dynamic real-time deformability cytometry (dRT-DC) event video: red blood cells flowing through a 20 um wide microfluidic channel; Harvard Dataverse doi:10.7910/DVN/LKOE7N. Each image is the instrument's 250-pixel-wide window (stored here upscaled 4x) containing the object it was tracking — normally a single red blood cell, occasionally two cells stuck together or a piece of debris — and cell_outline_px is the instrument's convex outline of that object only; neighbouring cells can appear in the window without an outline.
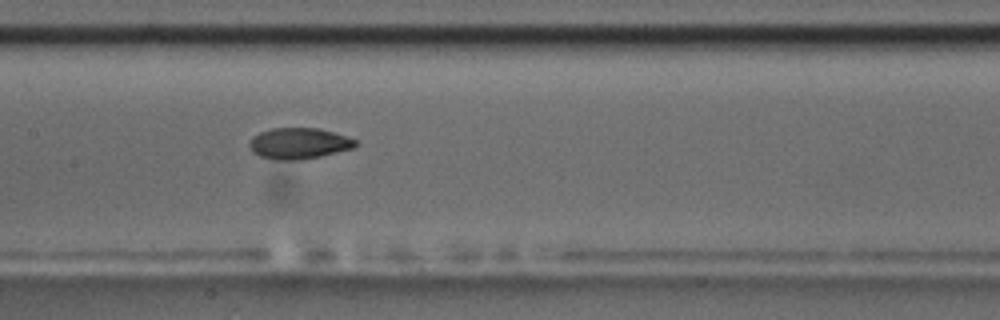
{"species": "common noctule bat (a hibernating species)", "species_latin": "Nyctalus noctula", "temperature_condition": "room temperature", "stored_images_in_passage": 40, "camera_frame_rate_fps": 3000, "um_per_image_px": 0.085, "animal": {"sex": "male", "body_mass_g": 17.5, "forearm_length_mm": 52.3}, "frame": {"image": 1, "passage_image": 12, "time_ms": 3.667, "image_size_px": [1000, 320], "cell_outline_px": [[356, 144], [352, 148], [320, 156], [296, 160], [276, 160], [260, 156], [252, 152], [248, 144], [248, 140], [252, 136], [260, 132], [272, 128], [320, 128], [356, 140]], "centroid_in_image_um": [25.32, 12.18], "position_along_channel_um": 182.1, "area_um2": 19.07}, "authors_computed_cell_mechanics": {"area_um2": 19.2474, "velocity_mm_per_s": 3.6258, "shape_relaxation_time_tau1_ms": 7.5606, "shape_relaxation_time_tau2_ms": 3.1631, "deformation_change_tau1": 0.1813, "deformation_change_tau2": 0.0795}}